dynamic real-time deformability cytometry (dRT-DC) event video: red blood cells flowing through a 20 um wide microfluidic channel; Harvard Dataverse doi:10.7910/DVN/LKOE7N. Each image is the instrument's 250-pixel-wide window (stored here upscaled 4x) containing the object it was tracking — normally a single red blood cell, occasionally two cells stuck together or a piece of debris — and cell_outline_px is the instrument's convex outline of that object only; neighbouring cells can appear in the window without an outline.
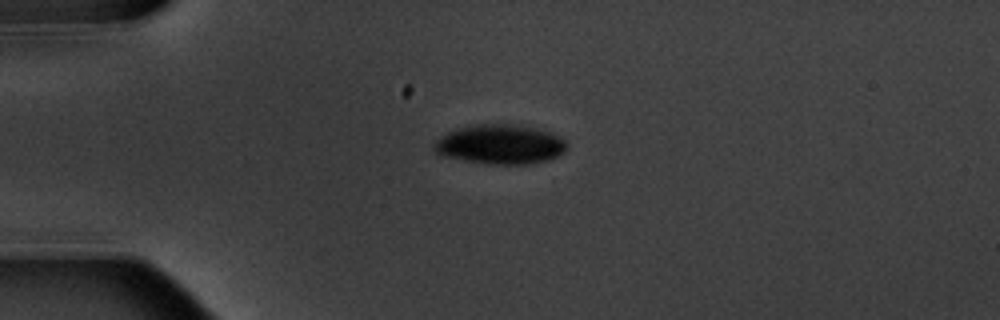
{"species": "common noctule bat (a hibernating species)", "species_latin": "Nyctalus noctula", "temperature_condition": "warm", "stored_images_in_passage": 1, "camera_frame_rate_fps": 3000, "um_per_image_px": 0.085, "animal": {"sex": "male", "body_mass_g": 20.1, "forearm_length_mm": 53.5}, "frame": {"image": 1, "passage_image": 1, "time_ms": 0.0, "image_size_px": [1000, 320], "cell_outline_px": [[568, 148], [564, 152], [548, 160], [524, 164], [488, 164], [444, 156], [436, 152], [432, 148], [432, 144], [440, 136], [456, 128], [472, 124], [520, 124], [552, 132], [560, 136], [568, 144]], "centroid_in_image_um": [42.52, 12.25], "position_along_channel_um": 42.5, "area_um2": 30.87}}